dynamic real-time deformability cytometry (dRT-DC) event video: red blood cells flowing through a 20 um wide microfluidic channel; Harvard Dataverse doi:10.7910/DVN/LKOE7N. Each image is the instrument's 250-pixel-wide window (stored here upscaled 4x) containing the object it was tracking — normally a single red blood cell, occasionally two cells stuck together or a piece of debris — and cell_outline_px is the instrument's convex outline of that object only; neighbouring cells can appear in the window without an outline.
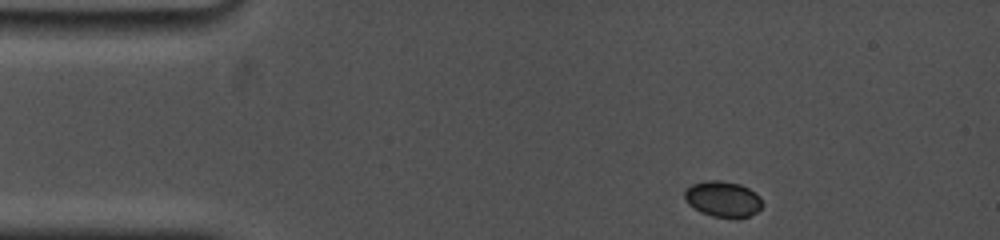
{"species": "common noctule bat (a hibernating species)", "species_latin": "Nyctalus noctula", "temperature_condition": "cold", "stored_images_in_passage": 7, "camera_frame_rate_fps": 5000, "um_per_image_px": 0.085, "animal": {"sex": "female", "body_mass_g": 19.0, "forearm_length_mm": 53.3}, "frame": {"image": 1, "passage_image": 1, "time_ms": 0.0, "image_size_px": [1000, 240], "cell_outline_px": [[764, 204], [756, 212], [748, 216], [736, 220], [712, 216], [700, 212], [688, 204], [684, 200], [684, 188], [692, 184], [708, 180], [720, 180], [740, 184], [756, 192], [760, 196]], "centroid_in_image_um": [61.44, 16.93], "position_along_channel_um": 23.6, "area_um2": 16.7}}
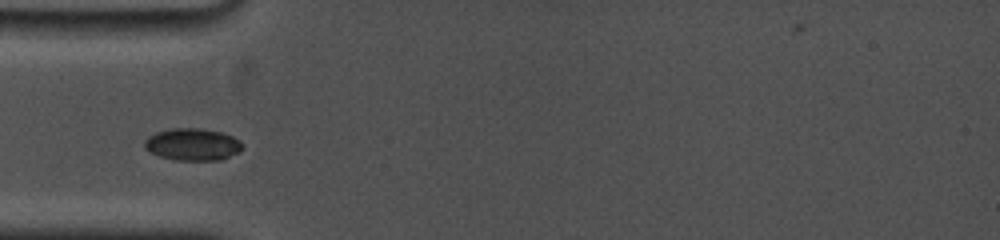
{"frame": {"image": 2, "passage_image": 6, "time_ms": 3.0, "image_size_px": [1000, 240], "cell_outline_px": [[244, 148], [240, 152], [220, 160], [176, 160], [160, 156], [144, 148], [144, 140], [148, 136], [156, 132], [172, 128], [200, 128], [220, 132], [232, 136], [240, 140], [244, 144]], "centroid_in_image_um": [16.4, 12.27], "position_along_channel_um": 68.6, "area_um2": 18.44}}